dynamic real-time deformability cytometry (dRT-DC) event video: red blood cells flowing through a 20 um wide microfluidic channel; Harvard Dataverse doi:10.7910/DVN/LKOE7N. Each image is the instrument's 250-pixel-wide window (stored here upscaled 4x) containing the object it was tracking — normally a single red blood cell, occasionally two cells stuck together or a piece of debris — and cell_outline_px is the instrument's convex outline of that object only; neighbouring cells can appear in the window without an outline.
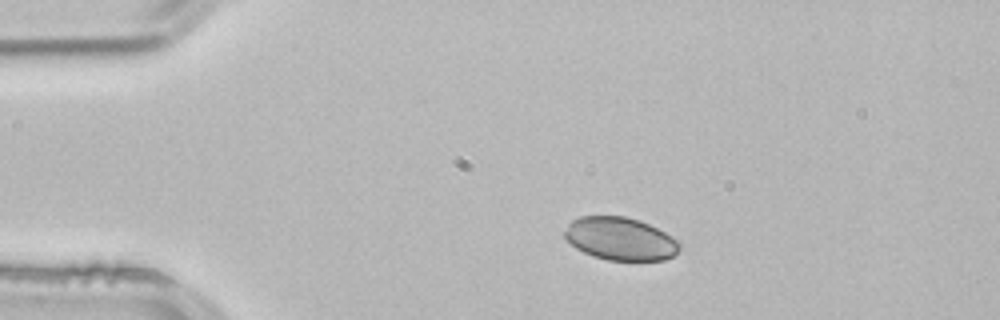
{"species": "common noctule bat (a hibernating species)", "species_latin": "Nyctalus noctula", "temperature_condition": "room temperature", "stored_images_in_passage": 2, "camera_frame_rate_fps": 3000, "um_per_image_px": 0.085, "animal": {"sex": "male", "body_mass_g": 21.5, "forearm_length_mm": 52.0}, "frame": {"image": 1, "passage_image": 1, "time_ms": 0.0, "image_size_px": [1000, 320], "cell_outline_px": [[680, 248], [672, 256], [664, 260], [608, 260], [592, 256], [576, 248], [564, 240], [564, 232], [568, 224], [572, 220], [580, 216], [624, 216], [640, 220], [672, 236], [680, 244]], "centroid_in_image_um": [52.68, 20.29], "position_along_channel_um": 32.3, "area_um2": 28.73}}